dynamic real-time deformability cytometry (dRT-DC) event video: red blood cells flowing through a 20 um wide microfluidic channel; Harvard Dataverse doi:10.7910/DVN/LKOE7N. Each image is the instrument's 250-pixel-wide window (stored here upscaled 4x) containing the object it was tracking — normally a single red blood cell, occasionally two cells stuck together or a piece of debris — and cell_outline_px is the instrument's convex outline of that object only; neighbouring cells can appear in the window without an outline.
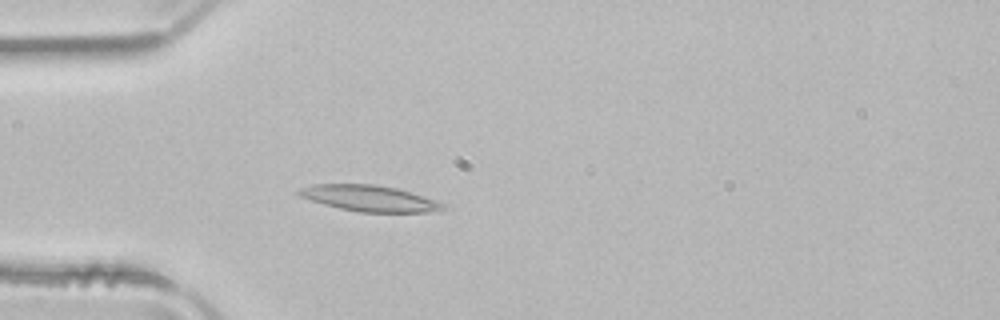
{"species": "common noctule bat (a hibernating species)", "species_latin": "Nyctalus noctula", "temperature_condition": "room temperature", "stored_images_in_passage": 51, "camera_frame_rate_fps": 3000, "um_per_image_px": 0.085, "animal": {"sex": "male", "body_mass_g": 21.5, "forearm_length_mm": 52.0}, "frame": {"image": 1, "passage_image": 14, "time_ms": 4.333, "image_size_px": [1000, 320], "cell_outline_px": [[444, 208], [440, 212], [360, 212], [340, 208], [324, 204], [300, 196], [296, 192], [300, 188], [312, 184], [372, 184], [396, 188], [444, 204]], "centroid_in_image_um": [31.36, 16.86], "position_along_channel_um": 53.6, "area_um2": 21.44}}
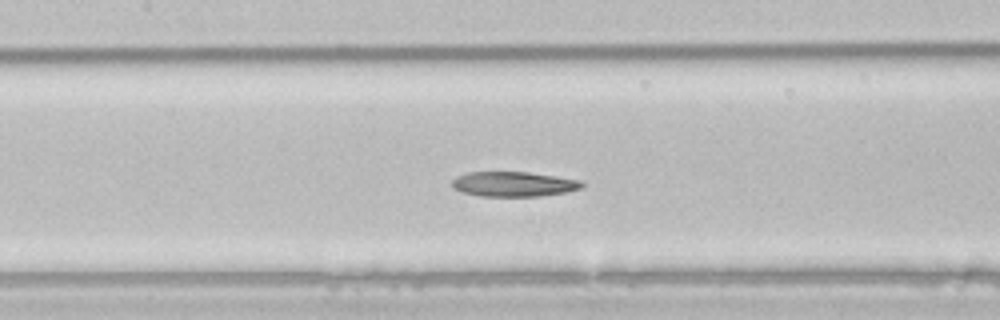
{"frame": {"image": 2, "passage_image": 23, "time_ms": 7.333, "image_size_px": [1000, 320], "cell_outline_px": [[584, 188], [568, 192], [536, 196], [480, 196], [460, 192], [452, 188], [452, 180], [456, 176], [468, 172], [528, 172], [584, 180]], "centroid_in_image_um": [43.68, 15.65], "position_along_channel_um": 163.7, "area_um2": 19.13}}
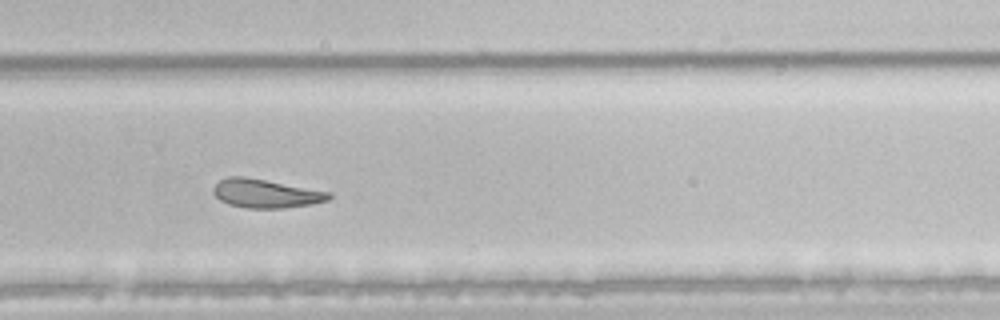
{"frame": {"image": 3, "passage_image": 34, "time_ms": 11.0, "image_size_px": [1000, 320], "cell_outline_px": [[332, 196], [328, 200], [312, 204], [284, 208], [248, 208], [228, 204], [220, 200], [212, 192], [212, 188], [220, 180], [228, 176], [244, 176], [332, 192]], "centroid_in_image_um": [22.59, 16.44], "position_along_channel_um": 307.2, "area_um2": 19.36}}